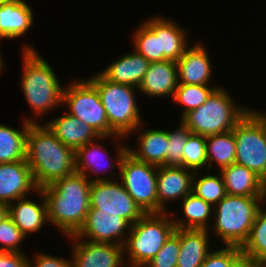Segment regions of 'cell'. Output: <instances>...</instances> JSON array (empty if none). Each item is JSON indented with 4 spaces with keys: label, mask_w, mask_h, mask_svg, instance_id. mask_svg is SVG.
Wrapping results in <instances>:
<instances>
[{
    "label": "cell",
    "mask_w": 266,
    "mask_h": 267,
    "mask_svg": "<svg viewBox=\"0 0 266 267\" xmlns=\"http://www.w3.org/2000/svg\"><path fill=\"white\" fill-rule=\"evenodd\" d=\"M26 161L39 189L76 172L75 150L37 122L31 123L27 131Z\"/></svg>",
    "instance_id": "obj_1"
},
{
    "label": "cell",
    "mask_w": 266,
    "mask_h": 267,
    "mask_svg": "<svg viewBox=\"0 0 266 267\" xmlns=\"http://www.w3.org/2000/svg\"><path fill=\"white\" fill-rule=\"evenodd\" d=\"M91 182L75 172L40 188L47 203L48 222L67 237L76 235L86 220Z\"/></svg>",
    "instance_id": "obj_2"
},
{
    "label": "cell",
    "mask_w": 266,
    "mask_h": 267,
    "mask_svg": "<svg viewBox=\"0 0 266 267\" xmlns=\"http://www.w3.org/2000/svg\"><path fill=\"white\" fill-rule=\"evenodd\" d=\"M21 87L29 106L37 116L62 105L63 89L54 70L33 47H23Z\"/></svg>",
    "instance_id": "obj_3"
},
{
    "label": "cell",
    "mask_w": 266,
    "mask_h": 267,
    "mask_svg": "<svg viewBox=\"0 0 266 267\" xmlns=\"http://www.w3.org/2000/svg\"><path fill=\"white\" fill-rule=\"evenodd\" d=\"M228 93L217 87L204 104L185 114L180 121L191 133L205 137L233 130L250 109L236 106Z\"/></svg>",
    "instance_id": "obj_4"
},
{
    "label": "cell",
    "mask_w": 266,
    "mask_h": 267,
    "mask_svg": "<svg viewBox=\"0 0 266 267\" xmlns=\"http://www.w3.org/2000/svg\"><path fill=\"white\" fill-rule=\"evenodd\" d=\"M266 197H247L226 195L214 208L217 212L212 225L215 235L226 246L242 247L249 238L256 215L266 204Z\"/></svg>",
    "instance_id": "obj_5"
},
{
    "label": "cell",
    "mask_w": 266,
    "mask_h": 267,
    "mask_svg": "<svg viewBox=\"0 0 266 267\" xmlns=\"http://www.w3.org/2000/svg\"><path fill=\"white\" fill-rule=\"evenodd\" d=\"M165 215L168 214L145 213L131 225L123 245L124 254L127 253L129 257V267H145L175 232L172 218Z\"/></svg>",
    "instance_id": "obj_6"
},
{
    "label": "cell",
    "mask_w": 266,
    "mask_h": 267,
    "mask_svg": "<svg viewBox=\"0 0 266 267\" xmlns=\"http://www.w3.org/2000/svg\"><path fill=\"white\" fill-rule=\"evenodd\" d=\"M88 80L96 87L106 110L109 127L117 135L126 137L140 129L142 121L134 94L136 87L111 82L101 73Z\"/></svg>",
    "instance_id": "obj_7"
},
{
    "label": "cell",
    "mask_w": 266,
    "mask_h": 267,
    "mask_svg": "<svg viewBox=\"0 0 266 267\" xmlns=\"http://www.w3.org/2000/svg\"><path fill=\"white\" fill-rule=\"evenodd\" d=\"M118 165L121 183L144 213H158V166L135 159L124 144L118 146Z\"/></svg>",
    "instance_id": "obj_8"
},
{
    "label": "cell",
    "mask_w": 266,
    "mask_h": 267,
    "mask_svg": "<svg viewBox=\"0 0 266 267\" xmlns=\"http://www.w3.org/2000/svg\"><path fill=\"white\" fill-rule=\"evenodd\" d=\"M236 143L235 163L243 165L266 183V125L250 110L233 129Z\"/></svg>",
    "instance_id": "obj_9"
},
{
    "label": "cell",
    "mask_w": 266,
    "mask_h": 267,
    "mask_svg": "<svg viewBox=\"0 0 266 267\" xmlns=\"http://www.w3.org/2000/svg\"><path fill=\"white\" fill-rule=\"evenodd\" d=\"M68 105L70 115L91 126L100 136L122 137L110 127L106 110L96 87L88 79H80L63 89L62 105Z\"/></svg>",
    "instance_id": "obj_10"
},
{
    "label": "cell",
    "mask_w": 266,
    "mask_h": 267,
    "mask_svg": "<svg viewBox=\"0 0 266 267\" xmlns=\"http://www.w3.org/2000/svg\"><path fill=\"white\" fill-rule=\"evenodd\" d=\"M97 177L92 179L90 185V209H94L97 213L118 214L130 225L145 214L122 183L111 176Z\"/></svg>",
    "instance_id": "obj_11"
},
{
    "label": "cell",
    "mask_w": 266,
    "mask_h": 267,
    "mask_svg": "<svg viewBox=\"0 0 266 267\" xmlns=\"http://www.w3.org/2000/svg\"><path fill=\"white\" fill-rule=\"evenodd\" d=\"M70 238L74 240L71 267H122L121 265H124L123 245L83 241L76 235Z\"/></svg>",
    "instance_id": "obj_12"
},
{
    "label": "cell",
    "mask_w": 266,
    "mask_h": 267,
    "mask_svg": "<svg viewBox=\"0 0 266 267\" xmlns=\"http://www.w3.org/2000/svg\"><path fill=\"white\" fill-rule=\"evenodd\" d=\"M130 227L131 225L118 214L97 213L94 209H89L76 236L81 239L88 238V241L93 242L124 245L127 238L124 235L126 231H130Z\"/></svg>",
    "instance_id": "obj_13"
},
{
    "label": "cell",
    "mask_w": 266,
    "mask_h": 267,
    "mask_svg": "<svg viewBox=\"0 0 266 267\" xmlns=\"http://www.w3.org/2000/svg\"><path fill=\"white\" fill-rule=\"evenodd\" d=\"M38 189L26 159L0 163V202L9 205Z\"/></svg>",
    "instance_id": "obj_14"
},
{
    "label": "cell",
    "mask_w": 266,
    "mask_h": 267,
    "mask_svg": "<svg viewBox=\"0 0 266 267\" xmlns=\"http://www.w3.org/2000/svg\"><path fill=\"white\" fill-rule=\"evenodd\" d=\"M194 174L193 170L181 166H158V213L167 212L165 202L183 199L192 192Z\"/></svg>",
    "instance_id": "obj_15"
},
{
    "label": "cell",
    "mask_w": 266,
    "mask_h": 267,
    "mask_svg": "<svg viewBox=\"0 0 266 267\" xmlns=\"http://www.w3.org/2000/svg\"><path fill=\"white\" fill-rule=\"evenodd\" d=\"M210 63V57L202 44H194L187 48L179 60L176 61L178 83L208 85L212 73Z\"/></svg>",
    "instance_id": "obj_16"
},
{
    "label": "cell",
    "mask_w": 266,
    "mask_h": 267,
    "mask_svg": "<svg viewBox=\"0 0 266 267\" xmlns=\"http://www.w3.org/2000/svg\"><path fill=\"white\" fill-rule=\"evenodd\" d=\"M144 23L158 36L159 53L163 60L176 62L188 48L185 30L172 20L153 17Z\"/></svg>",
    "instance_id": "obj_17"
},
{
    "label": "cell",
    "mask_w": 266,
    "mask_h": 267,
    "mask_svg": "<svg viewBox=\"0 0 266 267\" xmlns=\"http://www.w3.org/2000/svg\"><path fill=\"white\" fill-rule=\"evenodd\" d=\"M44 124L65 146L73 150L94 141L95 138L100 140L111 137L100 136L91 126L66 112Z\"/></svg>",
    "instance_id": "obj_18"
},
{
    "label": "cell",
    "mask_w": 266,
    "mask_h": 267,
    "mask_svg": "<svg viewBox=\"0 0 266 267\" xmlns=\"http://www.w3.org/2000/svg\"><path fill=\"white\" fill-rule=\"evenodd\" d=\"M178 85L177 64L171 60L150 62L138 91L147 96H173Z\"/></svg>",
    "instance_id": "obj_19"
},
{
    "label": "cell",
    "mask_w": 266,
    "mask_h": 267,
    "mask_svg": "<svg viewBox=\"0 0 266 267\" xmlns=\"http://www.w3.org/2000/svg\"><path fill=\"white\" fill-rule=\"evenodd\" d=\"M219 173L228 195L266 197V183L247 167L233 163Z\"/></svg>",
    "instance_id": "obj_20"
},
{
    "label": "cell",
    "mask_w": 266,
    "mask_h": 267,
    "mask_svg": "<svg viewBox=\"0 0 266 267\" xmlns=\"http://www.w3.org/2000/svg\"><path fill=\"white\" fill-rule=\"evenodd\" d=\"M36 193L42 197L41 205L27 200V197L18 199L17 204L8 205V215L25 236L39 231L48 221L47 203L42 190L38 189Z\"/></svg>",
    "instance_id": "obj_21"
},
{
    "label": "cell",
    "mask_w": 266,
    "mask_h": 267,
    "mask_svg": "<svg viewBox=\"0 0 266 267\" xmlns=\"http://www.w3.org/2000/svg\"><path fill=\"white\" fill-rule=\"evenodd\" d=\"M149 64V60L134 51L112 62L100 73L111 82L131 85L138 89Z\"/></svg>",
    "instance_id": "obj_22"
},
{
    "label": "cell",
    "mask_w": 266,
    "mask_h": 267,
    "mask_svg": "<svg viewBox=\"0 0 266 267\" xmlns=\"http://www.w3.org/2000/svg\"><path fill=\"white\" fill-rule=\"evenodd\" d=\"M209 230L179 229L180 253L177 267H201L211 252Z\"/></svg>",
    "instance_id": "obj_23"
},
{
    "label": "cell",
    "mask_w": 266,
    "mask_h": 267,
    "mask_svg": "<svg viewBox=\"0 0 266 267\" xmlns=\"http://www.w3.org/2000/svg\"><path fill=\"white\" fill-rule=\"evenodd\" d=\"M32 23V10L25 1H11L0 6V39L18 38Z\"/></svg>",
    "instance_id": "obj_24"
},
{
    "label": "cell",
    "mask_w": 266,
    "mask_h": 267,
    "mask_svg": "<svg viewBox=\"0 0 266 267\" xmlns=\"http://www.w3.org/2000/svg\"><path fill=\"white\" fill-rule=\"evenodd\" d=\"M138 138V145H140L138 150L130 149L128 146V153L137 160L156 166H166L167 130L149 129L142 132V134L140 132Z\"/></svg>",
    "instance_id": "obj_25"
},
{
    "label": "cell",
    "mask_w": 266,
    "mask_h": 267,
    "mask_svg": "<svg viewBox=\"0 0 266 267\" xmlns=\"http://www.w3.org/2000/svg\"><path fill=\"white\" fill-rule=\"evenodd\" d=\"M35 120L24 118L22 130L0 124V163H11L26 159V135Z\"/></svg>",
    "instance_id": "obj_26"
},
{
    "label": "cell",
    "mask_w": 266,
    "mask_h": 267,
    "mask_svg": "<svg viewBox=\"0 0 266 267\" xmlns=\"http://www.w3.org/2000/svg\"><path fill=\"white\" fill-rule=\"evenodd\" d=\"M206 156L208 170L214 161L219 166L218 171L235 163L236 143L233 130L206 136Z\"/></svg>",
    "instance_id": "obj_27"
},
{
    "label": "cell",
    "mask_w": 266,
    "mask_h": 267,
    "mask_svg": "<svg viewBox=\"0 0 266 267\" xmlns=\"http://www.w3.org/2000/svg\"><path fill=\"white\" fill-rule=\"evenodd\" d=\"M182 201V210L186 216L185 222L181 219L176 221L174 219L175 227L179 229L209 230L208 217L212 216L211 210L214 207L192 192L185 196Z\"/></svg>",
    "instance_id": "obj_28"
},
{
    "label": "cell",
    "mask_w": 266,
    "mask_h": 267,
    "mask_svg": "<svg viewBox=\"0 0 266 267\" xmlns=\"http://www.w3.org/2000/svg\"><path fill=\"white\" fill-rule=\"evenodd\" d=\"M241 250L248 262L266 263V210L264 207L257 213L249 238Z\"/></svg>",
    "instance_id": "obj_29"
},
{
    "label": "cell",
    "mask_w": 266,
    "mask_h": 267,
    "mask_svg": "<svg viewBox=\"0 0 266 267\" xmlns=\"http://www.w3.org/2000/svg\"><path fill=\"white\" fill-rule=\"evenodd\" d=\"M217 87L218 86H213L211 88L209 85H186L178 83L173 95V100L174 102L185 106L182 110L181 118L188 112L197 109L204 104Z\"/></svg>",
    "instance_id": "obj_30"
},
{
    "label": "cell",
    "mask_w": 266,
    "mask_h": 267,
    "mask_svg": "<svg viewBox=\"0 0 266 267\" xmlns=\"http://www.w3.org/2000/svg\"><path fill=\"white\" fill-rule=\"evenodd\" d=\"M198 174L196 171L193 177L192 193L215 206L227 195L222 175L218 173V176H199L197 180Z\"/></svg>",
    "instance_id": "obj_31"
},
{
    "label": "cell",
    "mask_w": 266,
    "mask_h": 267,
    "mask_svg": "<svg viewBox=\"0 0 266 267\" xmlns=\"http://www.w3.org/2000/svg\"><path fill=\"white\" fill-rule=\"evenodd\" d=\"M101 147L102 145L98 144V142L91 141L75 150L76 173L82 174L88 180L92 181L88 177V172L92 171L91 173L98 174L96 170H100V164L104 161L101 157L105 152ZM101 160L103 161L101 162Z\"/></svg>",
    "instance_id": "obj_32"
},
{
    "label": "cell",
    "mask_w": 266,
    "mask_h": 267,
    "mask_svg": "<svg viewBox=\"0 0 266 267\" xmlns=\"http://www.w3.org/2000/svg\"><path fill=\"white\" fill-rule=\"evenodd\" d=\"M183 162L180 165L193 170L204 167L207 164L206 137L190 133L182 150Z\"/></svg>",
    "instance_id": "obj_33"
},
{
    "label": "cell",
    "mask_w": 266,
    "mask_h": 267,
    "mask_svg": "<svg viewBox=\"0 0 266 267\" xmlns=\"http://www.w3.org/2000/svg\"><path fill=\"white\" fill-rule=\"evenodd\" d=\"M133 34L134 50L150 62L162 61L158 36L143 22Z\"/></svg>",
    "instance_id": "obj_34"
},
{
    "label": "cell",
    "mask_w": 266,
    "mask_h": 267,
    "mask_svg": "<svg viewBox=\"0 0 266 267\" xmlns=\"http://www.w3.org/2000/svg\"><path fill=\"white\" fill-rule=\"evenodd\" d=\"M247 262L241 247L226 246L221 250L211 251L201 267H243Z\"/></svg>",
    "instance_id": "obj_35"
},
{
    "label": "cell",
    "mask_w": 266,
    "mask_h": 267,
    "mask_svg": "<svg viewBox=\"0 0 266 267\" xmlns=\"http://www.w3.org/2000/svg\"><path fill=\"white\" fill-rule=\"evenodd\" d=\"M178 128L175 131H167L168 150L166 166H180L183 162L182 150L191 132L182 122H180Z\"/></svg>",
    "instance_id": "obj_36"
},
{
    "label": "cell",
    "mask_w": 266,
    "mask_h": 267,
    "mask_svg": "<svg viewBox=\"0 0 266 267\" xmlns=\"http://www.w3.org/2000/svg\"><path fill=\"white\" fill-rule=\"evenodd\" d=\"M179 253V228H176L175 232L158 251L157 255L145 267H177Z\"/></svg>",
    "instance_id": "obj_37"
},
{
    "label": "cell",
    "mask_w": 266,
    "mask_h": 267,
    "mask_svg": "<svg viewBox=\"0 0 266 267\" xmlns=\"http://www.w3.org/2000/svg\"><path fill=\"white\" fill-rule=\"evenodd\" d=\"M26 237L9 215L0 221V251L22 252L19 245Z\"/></svg>",
    "instance_id": "obj_38"
},
{
    "label": "cell",
    "mask_w": 266,
    "mask_h": 267,
    "mask_svg": "<svg viewBox=\"0 0 266 267\" xmlns=\"http://www.w3.org/2000/svg\"><path fill=\"white\" fill-rule=\"evenodd\" d=\"M21 252L0 251V267H33V263Z\"/></svg>",
    "instance_id": "obj_39"
},
{
    "label": "cell",
    "mask_w": 266,
    "mask_h": 267,
    "mask_svg": "<svg viewBox=\"0 0 266 267\" xmlns=\"http://www.w3.org/2000/svg\"><path fill=\"white\" fill-rule=\"evenodd\" d=\"M34 267H71V262L56 256L40 253L35 257Z\"/></svg>",
    "instance_id": "obj_40"
},
{
    "label": "cell",
    "mask_w": 266,
    "mask_h": 267,
    "mask_svg": "<svg viewBox=\"0 0 266 267\" xmlns=\"http://www.w3.org/2000/svg\"><path fill=\"white\" fill-rule=\"evenodd\" d=\"M8 216V205L0 202V221Z\"/></svg>",
    "instance_id": "obj_41"
},
{
    "label": "cell",
    "mask_w": 266,
    "mask_h": 267,
    "mask_svg": "<svg viewBox=\"0 0 266 267\" xmlns=\"http://www.w3.org/2000/svg\"><path fill=\"white\" fill-rule=\"evenodd\" d=\"M243 267H266V263L247 262Z\"/></svg>",
    "instance_id": "obj_42"
},
{
    "label": "cell",
    "mask_w": 266,
    "mask_h": 267,
    "mask_svg": "<svg viewBox=\"0 0 266 267\" xmlns=\"http://www.w3.org/2000/svg\"><path fill=\"white\" fill-rule=\"evenodd\" d=\"M256 114L264 121V123L266 125V113L263 114L262 112L261 113L256 112Z\"/></svg>",
    "instance_id": "obj_43"
},
{
    "label": "cell",
    "mask_w": 266,
    "mask_h": 267,
    "mask_svg": "<svg viewBox=\"0 0 266 267\" xmlns=\"http://www.w3.org/2000/svg\"><path fill=\"white\" fill-rule=\"evenodd\" d=\"M4 63H3V58L1 57V54H0V72H1V70H2V68H3V65Z\"/></svg>",
    "instance_id": "obj_44"
},
{
    "label": "cell",
    "mask_w": 266,
    "mask_h": 267,
    "mask_svg": "<svg viewBox=\"0 0 266 267\" xmlns=\"http://www.w3.org/2000/svg\"><path fill=\"white\" fill-rule=\"evenodd\" d=\"M12 0H0V6L6 3L11 2Z\"/></svg>",
    "instance_id": "obj_45"
}]
</instances>
